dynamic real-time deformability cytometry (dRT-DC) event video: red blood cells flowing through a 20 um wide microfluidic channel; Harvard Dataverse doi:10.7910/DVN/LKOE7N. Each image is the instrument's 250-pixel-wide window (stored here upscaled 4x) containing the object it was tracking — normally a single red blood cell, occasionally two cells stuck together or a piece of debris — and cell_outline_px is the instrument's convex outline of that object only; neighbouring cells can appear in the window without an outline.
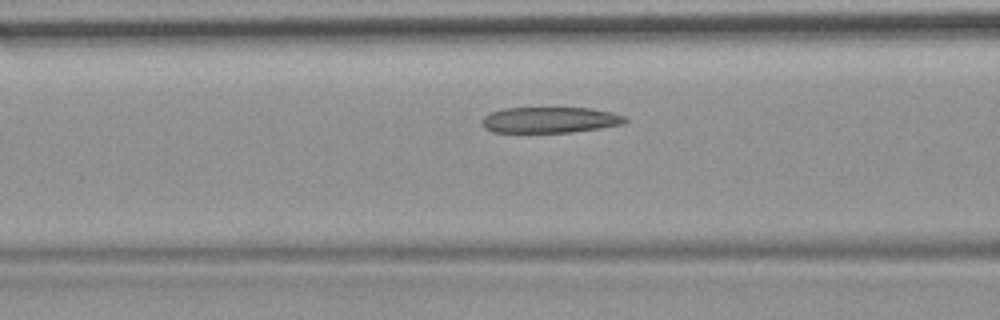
{"species": "common noctule bat (a hibernating species)", "species_latin": "Nyctalus noctula", "temperature_condition": "room temperature", "stored_images_in_passage": 22, "camera_frame_rate_fps": 3000, "um_per_image_px": 0.085, "animal": {"sex": "female", "body_mass_g": 19.9}, "frame": {"image": 1, "passage_image": 10, "time_ms": 3.0, "image_size_px": [1000, 320], "cell_outline_px": [[628, 120], [624, 124], [600, 128], [572, 132], [492, 132], [484, 128], [480, 120], [484, 116], [492, 112], [504, 108], [592, 108], [612, 112], [624, 116]], "centroid_in_image_um": [46.74, 10.19], "position_along_channel_um": 119.9, "area_um2": 21.68}}
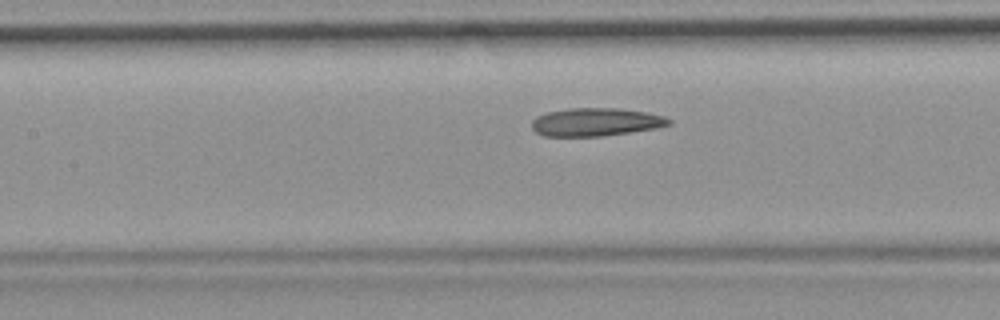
{"frame": {"image": 2, "passage_image": 13, "time_ms": 4.0, "image_size_px": [1000, 320], "cell_outline_px": [[672, 124], [656, 128], [600, 136], [544, 136], [536, 132], [532, 128], [532, 120], [536, 116], [548, 112], [568, 108], [620, 108], [648, 112], [664, 116], [672, 120]], "centroid_in_image_um": [50.65, 10.36], "position_along_channel_um": 156.7, "area_um2": 22.48}}